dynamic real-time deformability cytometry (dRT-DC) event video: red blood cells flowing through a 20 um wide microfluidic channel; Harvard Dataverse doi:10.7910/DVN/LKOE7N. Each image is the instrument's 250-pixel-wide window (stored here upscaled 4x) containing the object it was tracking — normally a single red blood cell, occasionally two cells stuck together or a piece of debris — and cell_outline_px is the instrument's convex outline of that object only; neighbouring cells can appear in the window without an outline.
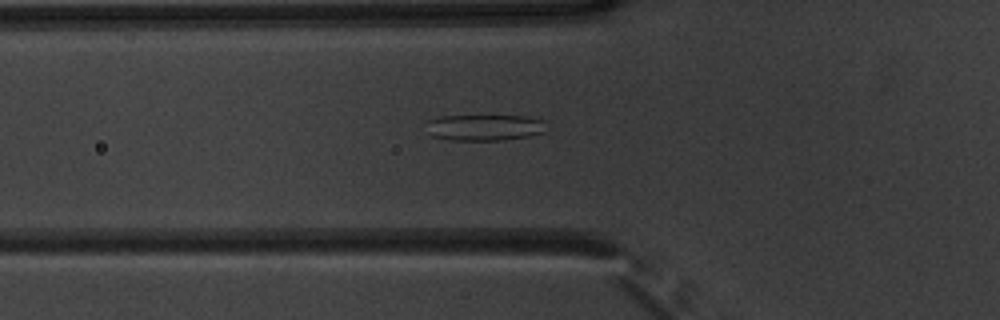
{"species": "common noctule bat (a hibernating species)", "species_latin": "Nyctalus noctula", "temperature_condition": "warm", "stored_images_in_passage": 44, "camera_frame_rate_fps": 3000, "um_per_image_px": 0.085, "animal": {"sex": "male", "body_mass_g": 20.1, "forearm_length_mm": 53.5}, "frame": {"image": 1, "passage_image": 10, "time_ms": 3.0, "image_size_px": [1000, 320], "cell_outline_px": [[544, 132], [528, 136], [504, 140], [448, 140], [432, 136], [428, 120], [440, 116], [524, 116], [544, 120]], "centroid_in_image_um": [41.21, 10.84], "position_along_channel_um": 84.6, "area_um2": 18.03}}
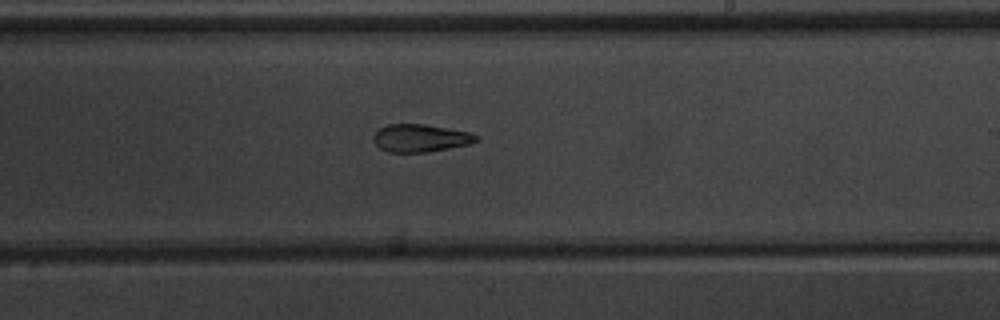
{"frame": {"image": 2, "passage_image": 23, "time_ms": 7.333, "image_size_px": [1000, 320], "cell_outline_px": [[480, 140], [472, 144], [428, 152], [388, 152], [380, 148], [372, 140], [372, 136], [380, 128], [388, 124], [424, 124], [472, 132], [480, 136]], "centroid_in_image_um": [35.79, 11.74], "position_along_channel_um": 253.2, "area_um2": 16.88}}
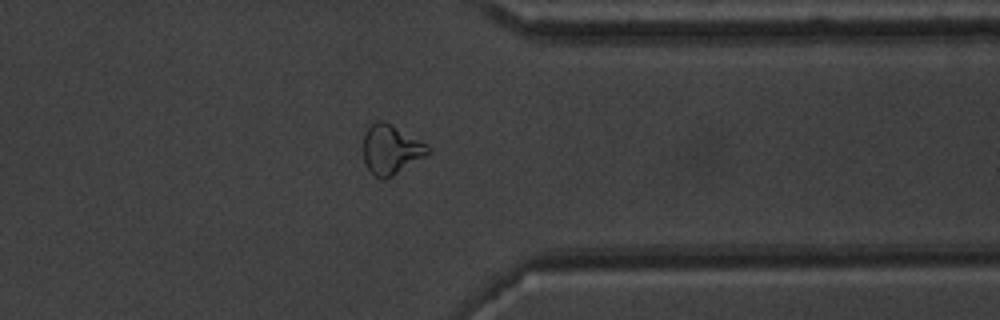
{"frame": {"image": 3, "passage_image": 33, "time_ms": 10.667, "image_size_px": [1000, 320], "cell_outline_px": [[432, 152], [392, 176], [384, 180], [380, 180], [368, 168], [364, 160], [364, 132], [368, 124], [376, 120], [384, 120], [428, 144], [432, 148]], "centroid_in_image_um": [33.24, 12.68], "position_along_channel_um": 378.2, "area_um2": 18.84}}